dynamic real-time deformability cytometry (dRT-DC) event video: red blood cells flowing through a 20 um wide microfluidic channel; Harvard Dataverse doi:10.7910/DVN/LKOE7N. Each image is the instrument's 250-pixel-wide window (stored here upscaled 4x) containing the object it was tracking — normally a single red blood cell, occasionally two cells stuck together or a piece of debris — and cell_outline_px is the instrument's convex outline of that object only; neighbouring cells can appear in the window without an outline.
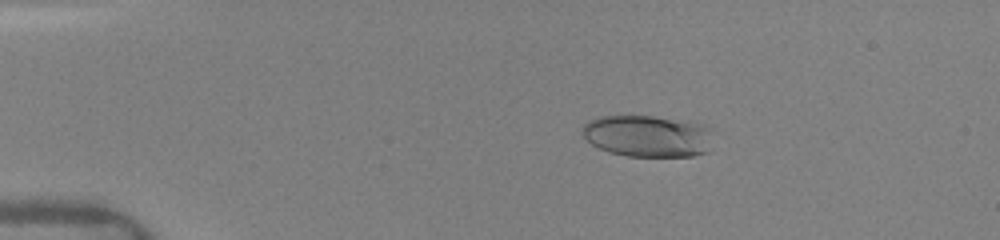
{"species": "human", "species_latin": "Homo sapiens", "temperature_condition": "warm", "stored_images_in_passage": 49, "camera_frame_rate_fps": 3000, "um_per_image_px": 0.085, "donor": {"sex": "female"}, "frame": {"image": 1, "passage_image": 9, "time_ms": 2.667, "image_size_px": [1000, 240], "cell_outline_px": [[708, 152], [692, 156], [628, 156], [608, 152], [592, 144], [584, 136], [580, 128], [588, 120], [600, 116], [652, 116], [708, 124]], "centroid_in_image_um": [55.0, 11.55], "position_along_channel_um": 30.0, "area_um2": 31.67}}
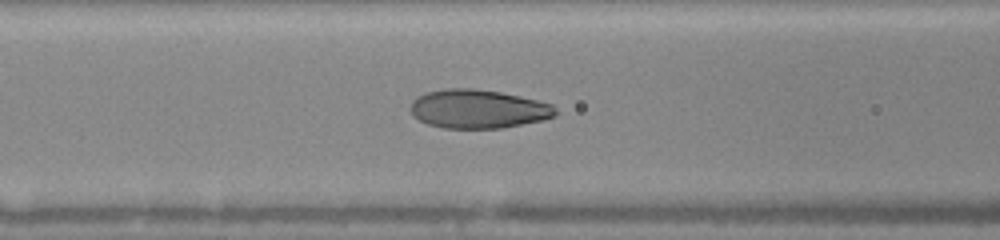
{"frame": {"image": 2, "passage_image": 22, "time_ms": 6.667, "image_size_px": [1000, 240], "cell_outline_px": [[556, 116], [544, 120], [500, 128], [444, 128], [428, 124], [412, 116], [408, 108], [412, 100], [416, 96], [424, 92], [444, 88], [472, 88], [500, 92], [520, 96], [552, 104], [556, 108]], "centroid_in_image_um": [40.59, 9.25], "position_along_channel_um": 126.0, "area_um2": 33.06}}
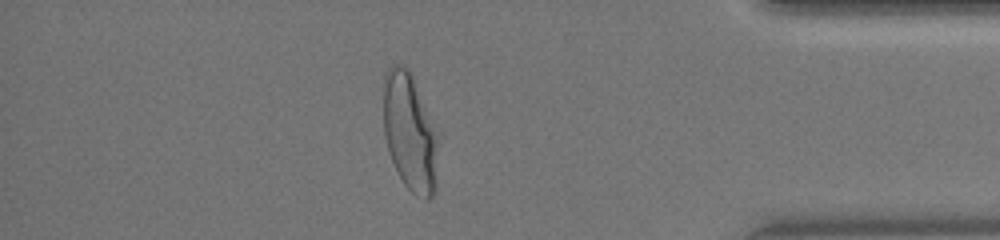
{"frame": {"image": 3, "passage_image": 43, "time_ms": 14.0, "image_size_px": [1000, 240], "cell_outline_px": [[440, 136], [436, 188], [432, 196], [428, 200], [424, 200], [416, 196], [404, 184], [392, 160], [388, 148], [384, 132], [380, 88], [380, 84], [384, 72], [392, 64], [404, 64], [408, 68], [412, 76]], "centroid_in_image_um": [34.82, 11.19], "position_along_channel_um": 400.4, "area_um2": 39.07}, "authors_computed_cell_mechanics": {"area_um2": 33.235, "velocity_mm_per_s": 4.1147, "shape_relaxation_time_tau1_ms": 3.5997, "shape_relaxation_time_tau2_ms": null, "deformation_change_tau1": 0.1899, "deformation_change_tau2": null}}